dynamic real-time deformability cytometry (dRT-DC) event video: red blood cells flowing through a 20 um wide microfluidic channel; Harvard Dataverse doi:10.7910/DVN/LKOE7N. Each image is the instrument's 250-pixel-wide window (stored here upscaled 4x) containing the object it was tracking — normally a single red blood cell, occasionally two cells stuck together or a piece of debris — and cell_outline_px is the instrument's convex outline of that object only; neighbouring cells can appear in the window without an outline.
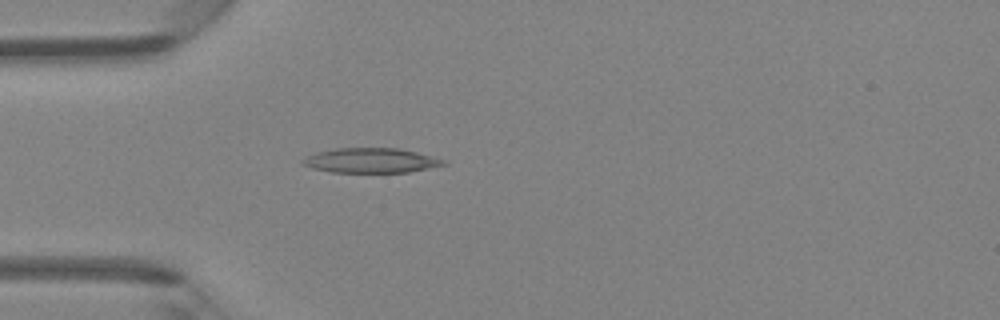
{"species": "Egyptian fruit bat (a non-hibernating species)", "species_latin": "Rousettus aegyptiacus", "temperature_condition": "room temperature", "stored_images_in_passage": 3, "camera_frame_rate_fps": 3000, "um_per_image_px": 0.085, "animal": {"sex": "female"}, "frame": {"image": 1, "passage_image": 3, "time_ms": 0.667, "image_size_px": [1000, 320], "cell_outline_px": [[448, 164], [408, 172], [332, 172], [312, 168], [300, 164], [300, 160], [316, 152], [336, 148], [400, 148], [448, 160]], "centroid_in_image_um": [31.53, 13.63], "position_along_channel_um": 53.5, "area_um2": 20.4}}